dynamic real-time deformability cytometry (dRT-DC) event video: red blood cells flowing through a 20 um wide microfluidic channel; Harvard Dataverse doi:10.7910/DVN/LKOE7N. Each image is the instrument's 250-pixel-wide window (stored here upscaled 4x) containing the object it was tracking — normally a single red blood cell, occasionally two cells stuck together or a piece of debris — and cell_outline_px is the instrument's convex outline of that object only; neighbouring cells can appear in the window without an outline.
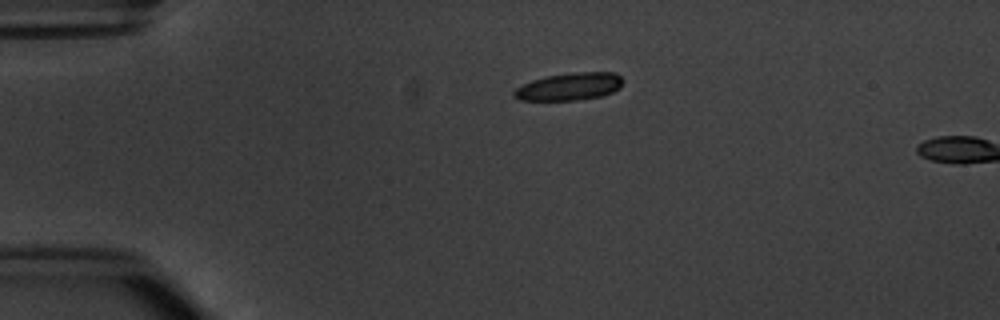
{"species": "common noctule bat (a hibernating species)", "species_latin": "Nyctalus noctula", "temperature_condition": "warm", "stored_images_in_passage": 2, "camera_frame_rate_fps": 3000, "um_per_image_px": 0.085, "animal": {"sex": "male", "body_mass_g": 20.1, "forearm_length_mm": 53.5}, "frame": {"image": 1, "passage_image": 1, "time_ms": 0.0, "image_size_px": [1000, 320], "cell_outline_px": [[624, 80], [620, 88], [612, 92], [600, 96], [576, 100], [520, 100], [512, 96], [512, 92], [516, 88], [532, 80], [544, 76], [580, 72], [616, 72]], "centroid_in_image_um": [48.4, 7.35], "position_along_channel_um": 36.6, "area_um2": 17.46}}